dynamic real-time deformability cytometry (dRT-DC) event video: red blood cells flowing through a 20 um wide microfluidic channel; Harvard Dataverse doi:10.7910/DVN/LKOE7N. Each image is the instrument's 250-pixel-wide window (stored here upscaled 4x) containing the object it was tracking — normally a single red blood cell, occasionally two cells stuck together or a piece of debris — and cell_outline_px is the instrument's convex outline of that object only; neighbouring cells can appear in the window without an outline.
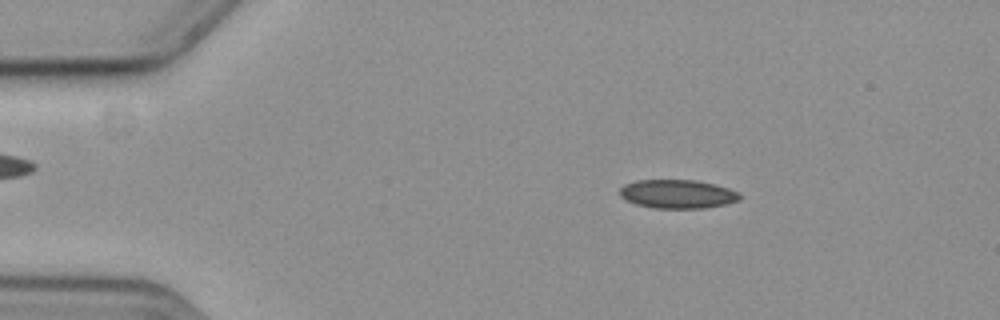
{"species": "common noctule bat (a hibernating species)", "species_latin": "Nyctalus noctula", "temperature_condition": "cold", "stored_images_in_passage": 58, "camera_frame_rate_fps": 3000, "um_per_image_px": 0.085, "animal": {"sex": "female", "body_mass_g": 19.3, "forearm_length_mm": 54.1}, "frame": {"image": 1, "passage_image": 10, "time_ms": 3.0, "image_size_px": [1000, 320], "cell_outline_px": [[740, 200], [724, 204], [704, 208], [652, 208], [636, 204], [620, 196], [620, 188], [624, 184], [636, 180], [696, 180], [728, 188], [736, 192], [740, 196]], "centroid_in_image_um": [57.55, 16.49], "position_along_channel_um": 27.4, "area_um2": 19.88}}
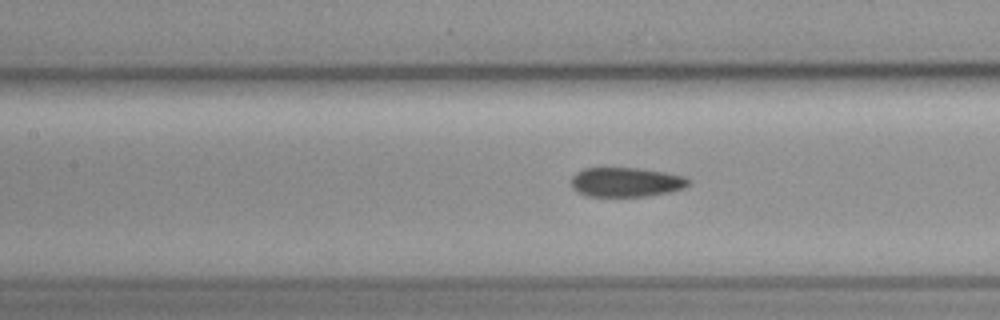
{"frame": {"image": 2, "passage_image": 26, "time_ms": 8.333, "image_size_px": [1000, 320], "cell_outline_px": [[692, 184], [684, 188], [668, 192], [648, 196], [588, 196], [576, 192], [572, 188], [572, 176], [576, 172], [584, 168], [640, 168], [688, 176]], "centroid_in_image_um": [53.25, 15.48], "position_along_channel_um": 154.1, "area_um2": 20.35}}
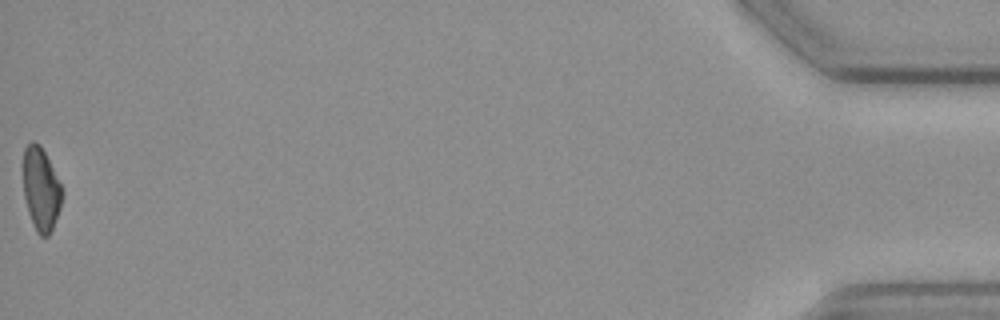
{"frame": {"image": 3, "passage_image": 58, "time_ms": 19.0, "image_size_px": [1000, 320], "cell_outline_px": [[64, 192], [60, 208], [52, 228], [48, 236], [40, 236], [36, 232], [28, 212], [24, 196], [24, 148], [32, 140], [40, 144]], "centroid_in_image_um": [3.48, 16.09], "position_along_channel_um": 431.7, "area_um2": 18.55}, "authors_computed_cell_mechanics": {"area_um2": 19.941, "velocity_mm_per_s": 3.6015, "shape_relaxation_time_tau1_ms": null, "shape_relaxation_time_tau2_ms": 4.0346, "deformation_change_tau1": null, "deformation_change_tau2": 0.0906}}